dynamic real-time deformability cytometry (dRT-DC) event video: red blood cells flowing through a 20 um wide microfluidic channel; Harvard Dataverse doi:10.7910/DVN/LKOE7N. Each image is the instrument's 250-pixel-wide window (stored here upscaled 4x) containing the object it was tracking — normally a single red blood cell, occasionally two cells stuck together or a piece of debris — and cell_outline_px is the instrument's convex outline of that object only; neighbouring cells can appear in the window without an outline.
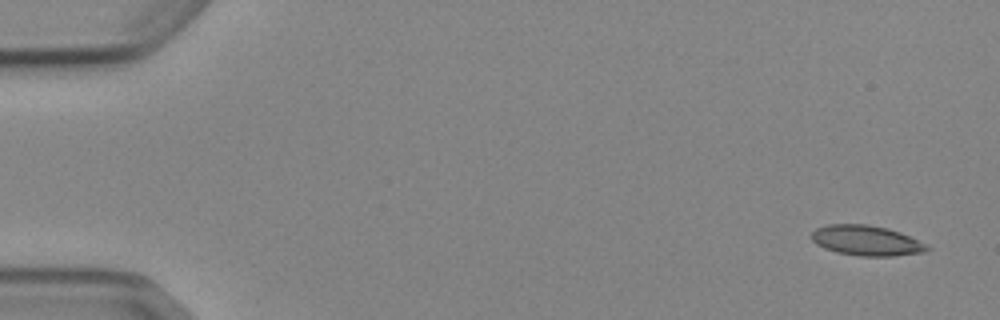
{"species": "Egyptian fruit bat (a non-hibernating species)", "species_latin": "Rousettus aegyptiacus", "temperature_condition": "cold", "stored_images_in_passage": 4, "camera_frame_rate_fps": 3000, "um_per_image_px": 0.085, "animal": {"sex": "female"}, "frame": {"image": 1, "passage_image": 1, "time_ms": 0.0, "image_size_px": [1000, 320], "cell_outline_px": [[932, 248], [924, 252], [892, 256], [860, 256], [836, 252], [824, 248], [816, 244], [812, 240], [812, 232], [816, 228], [828, 224], [868, 224], [888, 228], [900, 232]], "centroid_in_image_um": [73.61, 20.44], "position_along_channel_um": 11.4, "area_um2": 20.23}}
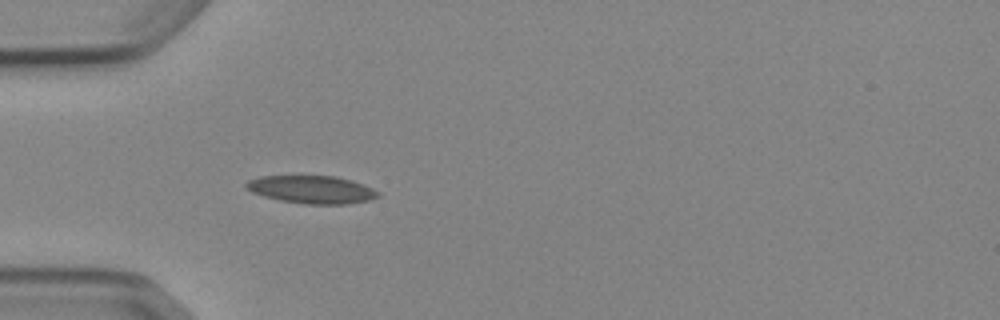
{"frame": {"image": 2, "passage_image": 4, "time_ms": 4.667, "image_size_px": [1000, 320], "cell_outline_px": [[380, 196], [368, 200], [348, 204], [304, 204], [280, 200], [264, 196], [252, 192], [244, 188], [244, 184], [248, 180], [260, 176], [336, 176], [352, 180], [364, 184], [380, 192]], "centroid_in_image_um": [26.5, 16.11], "position_along_channel_um": 58.5, "area_um2": 21.5}}